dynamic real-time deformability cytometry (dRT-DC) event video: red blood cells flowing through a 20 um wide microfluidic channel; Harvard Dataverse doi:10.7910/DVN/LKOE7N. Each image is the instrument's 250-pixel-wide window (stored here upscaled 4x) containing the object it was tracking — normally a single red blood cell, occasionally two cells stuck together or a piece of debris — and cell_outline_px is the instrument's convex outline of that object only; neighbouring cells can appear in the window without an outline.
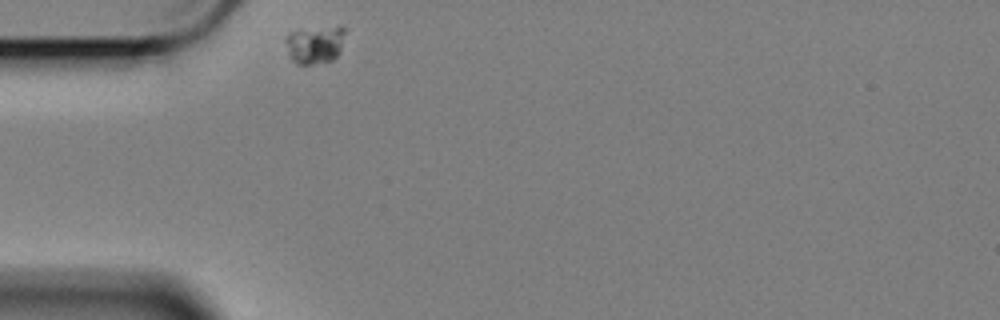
{"species": "Egyptian fruit bat (a non-hibernating species)", "species_latin": "Rousettus aegyptiacus", "temperature_condition": "cold", "stored_images_in_passage": 3, "camera_frame_rate_fps": 3000, "um_per_image_px": 0.085, "animal": {"sex": "female"}, "frame": {"image": 1, "passage_image": 1, "time_ms": 0.0, "image_size_px": [1000, 320], "cell_outline_px": [[344, 32], [340, 52], [332, 60], [312, 64], [296, 64], [288, 56], [284, 40], [284, 36], [288, 32], [340, 24], [344, 24]], "centroid_in_image_um": [26.74, 3.76], "position_along_channel_um": 58.3, "area_um2": 13.47}}